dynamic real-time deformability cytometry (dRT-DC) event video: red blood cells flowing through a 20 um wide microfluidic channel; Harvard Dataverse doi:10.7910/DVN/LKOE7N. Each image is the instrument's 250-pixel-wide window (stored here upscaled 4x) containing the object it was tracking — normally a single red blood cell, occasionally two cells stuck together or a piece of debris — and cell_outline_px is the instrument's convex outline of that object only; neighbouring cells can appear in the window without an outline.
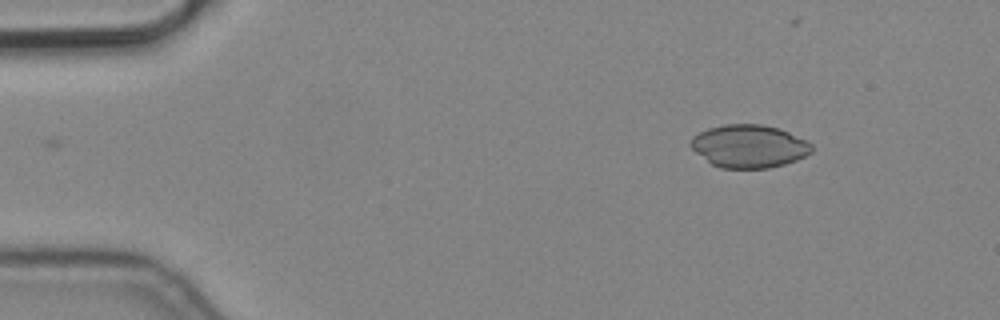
{"species": "common noctule bat (a hibernating species)", "species_latin": "Nyctalus noctula", "temperature_condition": "cold", "stored_images_in_passage": 5, "camera_frame_rate_fps": 3000, "um_per_image_px": 0.085, "animal": {"sex": "male", "body_mass_g": 19.2, "forearm_length_mm": 51.8}, "frame": {"image": 1, "passage_image": 2, "time_ms": 0.333, "image_size_px": [1000, 320], "cell_outline_px": [[812, 152], [796, 160], [784, 164], [768, 168], [720, 168], [712, 164], [696, 152], [688, 144], [692, 136], [708, 128], [724, 124], [764, 124], [780, 128], [808, 140], [812, 144]], "centroid_in_image_um": [63.68, 12.41], "position_along_channel_um": 21.3, "area_um2": 30.46}}